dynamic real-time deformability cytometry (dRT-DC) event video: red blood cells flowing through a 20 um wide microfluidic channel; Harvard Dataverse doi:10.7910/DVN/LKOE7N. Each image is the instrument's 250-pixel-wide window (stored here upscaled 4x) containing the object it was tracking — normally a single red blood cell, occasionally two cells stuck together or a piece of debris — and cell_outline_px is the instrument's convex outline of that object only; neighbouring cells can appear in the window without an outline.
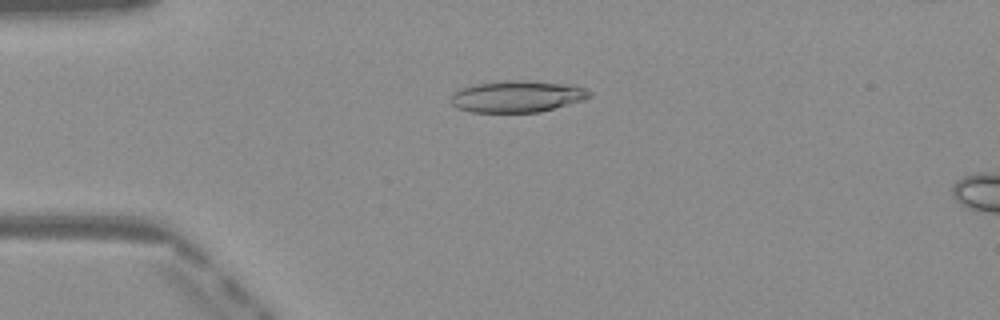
{"species": "Egyptian fruit bat (a non-hibernating species)", "species_latin": "Rousettus aegyptiacus", "temperature_condition": "warm", "stored_images_in_passage": 49, "camera_frame_rate_fps": 3000, "um_per_image_px": 0.085, "frame": {"image": 1, "passage_image": 12, "time_ms": 3.667, "image_size_px": [1000, 320], "cell_outline_px": [[592, 96], [584, 100], [540, 112], [472, 112], [456, 108], [452, 104], [452, 92], [460, 88], [476, 84], [504, 80], [524, 80], [572, 84], [588, 88], [592, 92]], "centroid_in_image_um": [44.01, 8.19], "position_along_channel_um": 41.0, "area_um2": 25.89}}
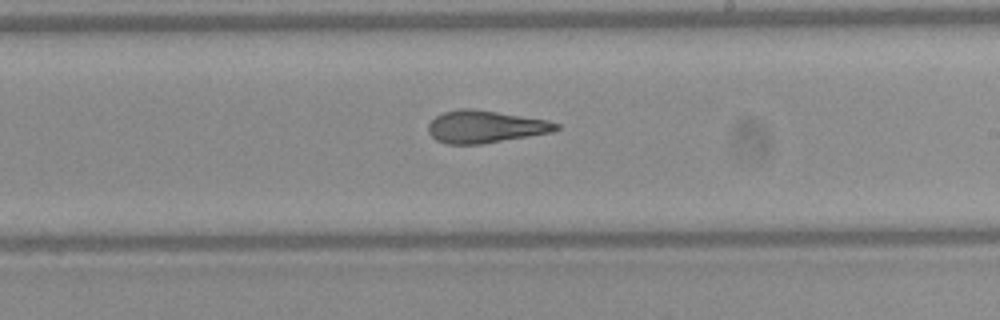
{"frame": {"image": 2, "passage_image": 29, "time_ms": 9.333, "image_size_px": [1000, 320], "cell_outline_px": [[560, 128], [552, 132], [480, 144], [448, 144], [436, 140], [428, 132], [428, 124], [436, 116], [444, 112], [460, 108], [468, 108], [496, 112], [548, 120], [560, 124]], "centroid_in_image_um": [41.23, 10.77], "position_along_channel_um": 247.8, "area_um2": 23.87}}
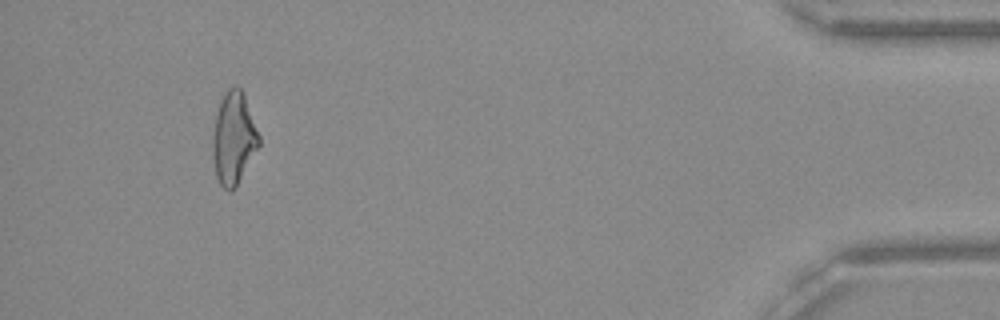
{"frame": {"image": 3, "passage_image": 46, "time_ms": 15.0, "image_size_px": [1000, 320], "cell_outline_px": [[260, 144], [236, 184], [228, 192], [220, 184], [216, 176], [212, 156], [212, 136], [216, 112], [220, 100], [228, 88], [236, 84], [240, 88], [244, 96], [260, 136]], "centroid_in_image_um": [19.83, 11.71], "position_along_channel_um": 415.4, "area_um2": 24.57}, "authors_computed_cell_mechanics": {"area_um2": 24.9696, "velocity_mm_per_s": 4.1193, "shape_relaxation_time_tau1_ms": null, "shape_relaxation_time_tau2_ms": 3.0663, "deformation_change_tau1": null, "deformation_change_tau2": 0.1172}}